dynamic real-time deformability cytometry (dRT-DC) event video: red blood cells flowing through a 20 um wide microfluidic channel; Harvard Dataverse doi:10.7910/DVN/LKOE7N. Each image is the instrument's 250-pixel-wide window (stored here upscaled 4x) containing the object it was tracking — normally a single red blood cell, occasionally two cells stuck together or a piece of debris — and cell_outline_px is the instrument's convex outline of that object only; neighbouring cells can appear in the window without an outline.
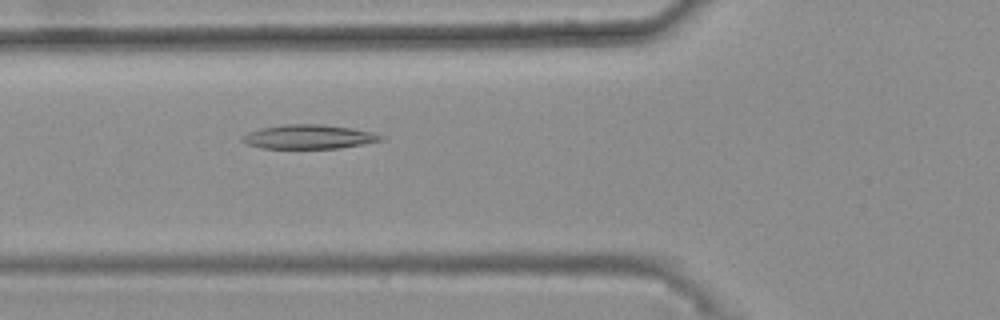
{"species": "common noctule bat (a hibernating species)", "species_latin": "Nyctalus noctula", "temperature_condition": "warm", "stored_images_in_passage": 46, "camera_frame_rate_fps": 3000, "um_per_image_px": 0.085, "animal": {"sex": "female", "body_mass_g": 25.1}, "frame": {"image": 1, "passage_image": 16, "time_ms": 5.0, "image_size_px": [1000, 320], "cell_outline_px": [[384, 140], [340, 148], [264, 148], [248, 144], [240, 140], [240, 136], [248, 132], [260, 128], [284, 124], [320, 124], [352, 128], [372, 132], [384, 136]], "centroid_in_image_um": [26.23, 11.62], "position_along_channel_um": 99.6, "area_um2": 19.48}}
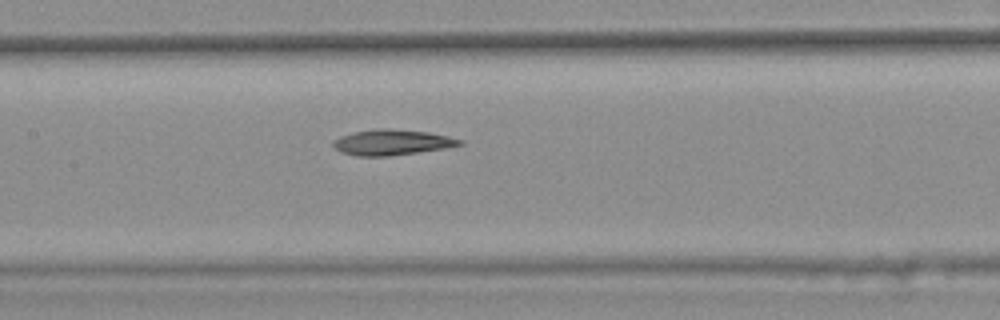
{"frame": {"image": 2, "passage_image": 22, "time_ms": 7.0, "image_size_px": [1000, 320], "cell_outline_px": [[464, 144], [444, 148], [388, 156], [356, 156], [340, 152], [332, 144], [332, 140], [340, 136], [352, 132], [380, 128], [388, 128], [428, 132], [448, 136], [464, 140]], "centroid_in_image_um": [33.29, 12.09], "position_along_channel_um": 174.1, "area_um2": 18.84}}
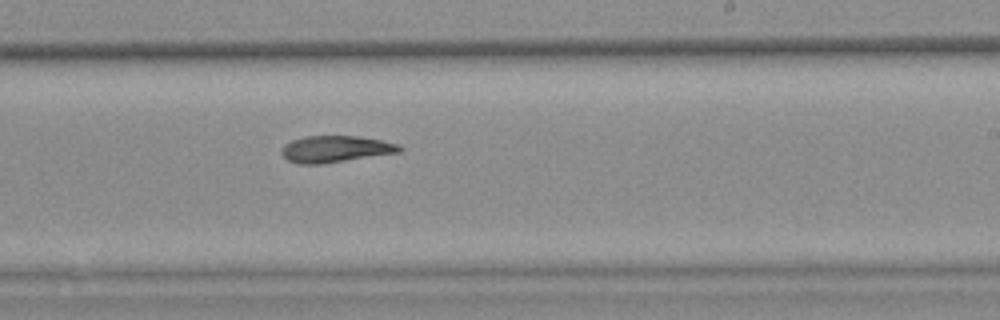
{"frame": {"image": 3, "passage_image": 29, "time_ms": 9.333, "image_size_px": [1000, 320], "cell_outline_px": [[404, 148], [400, 152], [320, 164], [296, 164], [288, 160], [280, 152], [284, 144], [292, 140], [304, 136], [356, 136], [380, 140], [400, 144]], "centroid_in_image_um": [28.5, 12.66], "position_along_channel_um": 260.5, "area_um2": 18.26}, "authors_computed_cell_mechanics": {"area_um2": 18.8139, "velocity_mm_per_s": 3.7225, "shape_relaxation_time_tau1_ms": null, "shape_relaxation_time_tau2_ms": 8.3867, "deformation_change_tau1": null, "deformation_change_tau2": 0.1661}}